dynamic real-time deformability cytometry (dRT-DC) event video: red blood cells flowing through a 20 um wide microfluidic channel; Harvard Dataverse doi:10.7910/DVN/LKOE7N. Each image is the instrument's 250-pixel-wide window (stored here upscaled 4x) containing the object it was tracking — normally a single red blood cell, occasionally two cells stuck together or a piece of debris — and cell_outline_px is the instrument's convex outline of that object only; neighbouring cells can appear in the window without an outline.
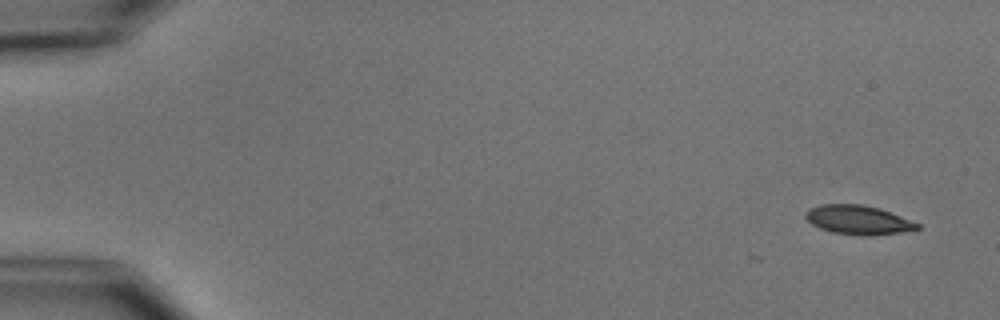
{"species": "common noctule bat (a hibernating species)", "species_latin": "Nyctalus noctula", "temperature_condition": "cold", "stored_images_in_passage": 5, "camera_frame_rate_fps": 3000, "um_per_image_px": 0.085, "animal": {"sex": "male", "body_mass_g": 15.6}, "frame": {"image": 1, "passage_image": 1, "time_ms": 0.0, "image_size_px": [1000, 320], "cell_outline_px": [[920, 228], [900, 232], [872, 236], [832, 232], [820, 228], [812, 224], [804, 216], [804, 212], [808, 208], [820, 204], [860, 204], [880, 208], [920, 224]], "centroid_in_image_um": [72.91, 18.68], "position_along_channel_um": 12.1, "area_um2": 18.84}}
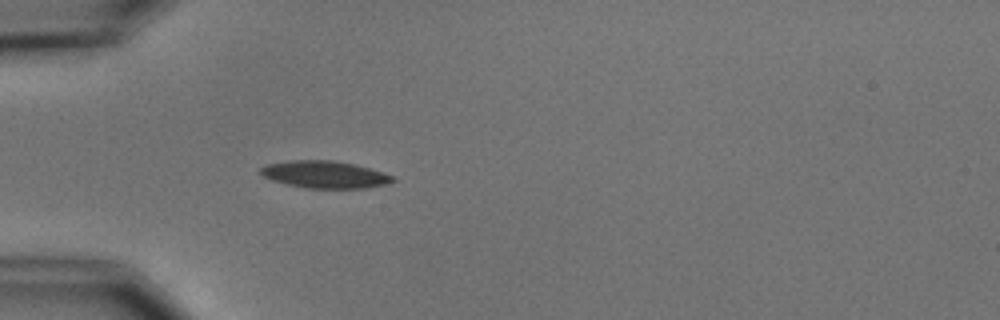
{"frame": {"image": 2, "passage_image": 5, "time_ms": 4.667, "image_size_px": [1000, 320], "cell_outline_px": [[396, 180], [384, 184], [364, 188], [308, 188], [288, 184], [272, 180], [264, 176], [260, 172], [260, 168], [264, 164], [288, 160], [332, 160], [352, 164], [368, 168], [392, 176]], "centroid_in_image_um": [27.53, 14.82], "position_along_channel_um": 57.5, "area_um2": 20.63}}